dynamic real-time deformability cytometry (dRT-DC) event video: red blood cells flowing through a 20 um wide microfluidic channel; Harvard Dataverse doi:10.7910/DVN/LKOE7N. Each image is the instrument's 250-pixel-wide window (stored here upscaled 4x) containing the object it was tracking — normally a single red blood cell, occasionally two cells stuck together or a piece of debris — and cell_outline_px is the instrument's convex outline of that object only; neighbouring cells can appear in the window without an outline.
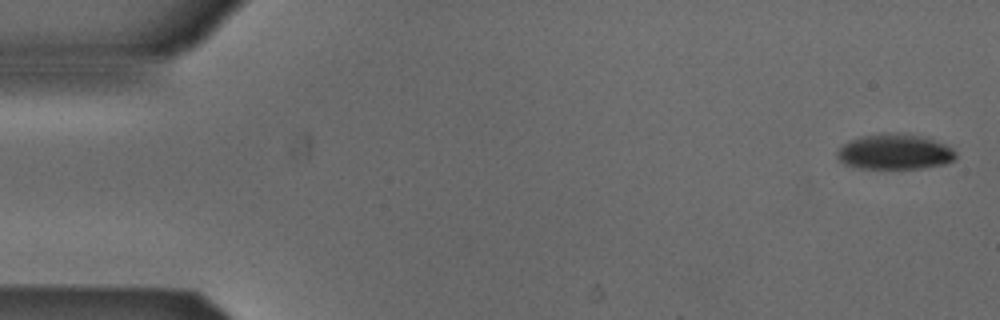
{"species": "Egyptian fruit bat (a non-hibernating species)", "species_latin": "Rousettus aegyptiacus", "temperature_condition": "cold", "stored_images_in_passage": 6, "segment_of_instrument_passage": [1, 2], "camera_frame_rate_fps": 3000, "um_per_image_px": 0.085, "animal": {"sex": "male"}, "frame": {"image": 1, "passage_image": 1, "time_ms": 0.0, "image_size_px": [1000, 320], "cell_outline_px": [[956, 160], [944, 164], [924, 168], [856, 168], [844, 164], [836, 156], [836, 152], [848, 140], [860, 136], [884, 132], [900, 132], [924, 136], [944, 144], [952, 148], [956, 152]], "centroid_in_image_um": [76.05, 12.89], "position_along_channel_um": 9.0, "area_um2": 24.85}}
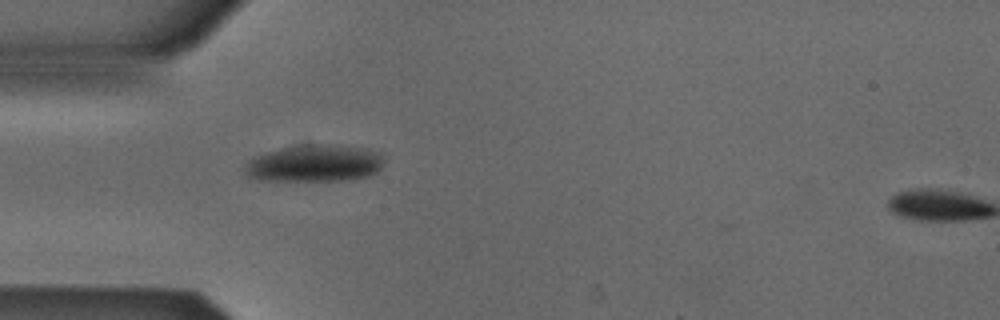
{"frame": {"image": 2, "passage_image": 5, "time_ms": 1.333, "image_size_px": [1000, 320], "cell_outline_px": [[384, 160], [380, 168], [376, 172], [368, 176], [348, 180], [256, 180], [248, 176], [244, 172], [244, 168], [248, 160], [252, 156], [280, 148], [296, 144], [312, 144], [360, 148], [380, 152]], "centroid_in_image_um": [26.67, 13.89], "position_along_channel_um": 58.3, "area_um2": 30.0}}